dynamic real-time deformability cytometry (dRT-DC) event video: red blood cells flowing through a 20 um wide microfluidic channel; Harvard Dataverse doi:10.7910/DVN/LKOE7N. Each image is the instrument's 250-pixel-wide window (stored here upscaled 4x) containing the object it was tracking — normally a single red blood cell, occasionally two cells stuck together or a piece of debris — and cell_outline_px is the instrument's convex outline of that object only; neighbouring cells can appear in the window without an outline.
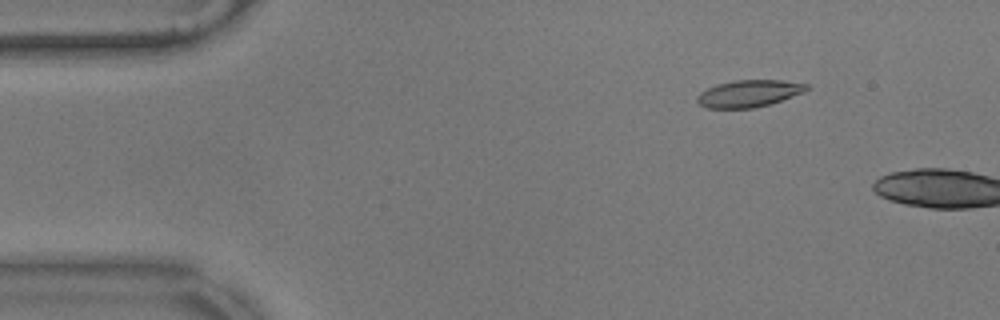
{"species": "common noctule bat (a hibernating species)", "species_latin": "Nyctalus noctula", "temperature_condition": "warm", "stored_images_in_passage": 4, "camera_frame_rate_fps": 3000, "um_per_image_px": 0.085, "animal": {"sex": "male", "body_mass_g": 17.9}, "frame": {"image": 1, "passage_image": 1, "time_ms": 0.0, "image_size_px": [1000, 320], "cell_outline_px": [[808, 88], [804, 92], [768, 104], [752, 108], [708, 108], [700, 104], [696, 100], [696, 96], [700, 92], [716, 84], [732, 80], [780, 80], [808, 84]], "centroid_in_image_um": [63.61, 7.94], "position_along_channel_um": 21.4, "area_um2": 17.05}}